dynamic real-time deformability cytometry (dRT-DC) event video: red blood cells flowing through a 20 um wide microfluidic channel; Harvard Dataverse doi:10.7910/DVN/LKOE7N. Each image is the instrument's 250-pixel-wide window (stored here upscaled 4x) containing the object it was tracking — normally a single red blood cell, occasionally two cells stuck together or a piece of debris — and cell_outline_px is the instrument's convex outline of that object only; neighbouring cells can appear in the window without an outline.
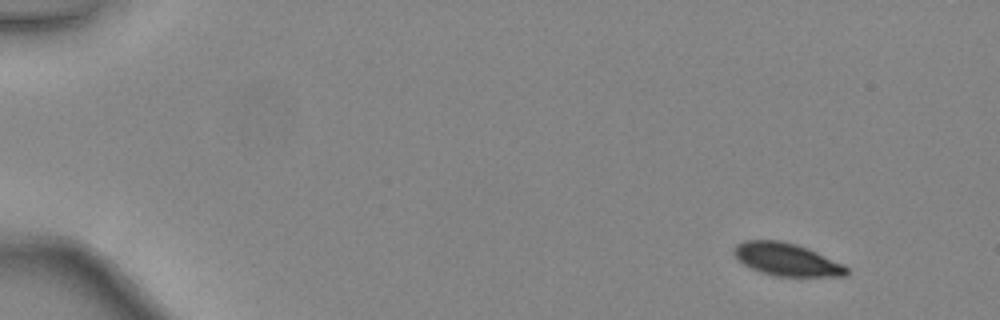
{"species": "common noctule bat (a hibernating species)", "species_latin": "Nyctalus noctula", "temperature_condition": "warm", "stored_images_in_passage": 48, "camera_frame_rate_fps": 3000, "um_per_image_px": 0.085, "animal": {"sex": "female", "body_mass_g": 24.6, "forearm_length_mm": 56.2}, "frame": {"image": 1, "passage_image": 5, "time_ms": 1.333, "image_size_px": [1000, 320], "cell_outline_px": [[848, 276], [776, 276], [760, 272], [744, 264], [732, 252], [732, 248], [736, 244], [744, 240], [780, 240], [796, 244], [808, 248], [844, 264], [848, 268]], "centroid_in_image_um": [66.87, 22.04], "position_along_channel_um": 18.1, "area_um2": 21.5}}
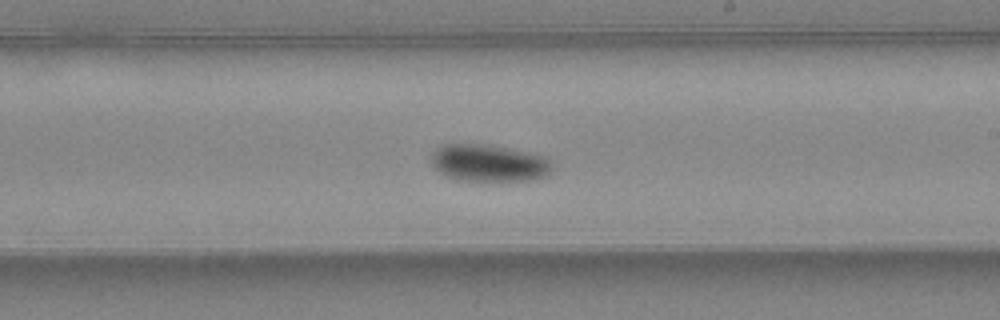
{"frame": {"image": 2, "passage_image": 30, "time_ms": 9.667, "image_size_px": [1000, 320], "cell_outline_px": [[552, 172], [548, 176], [532, 180], [456, 180], [440, 172], [432, 164], [432, 152], [440, 144], [488, 144], [532, 152], [548, 156], [552, 160]], "centroid_in_image_um": [41.63, 13.84], "position_along_channel_um": 247.4, "area_um2": 26.59}}
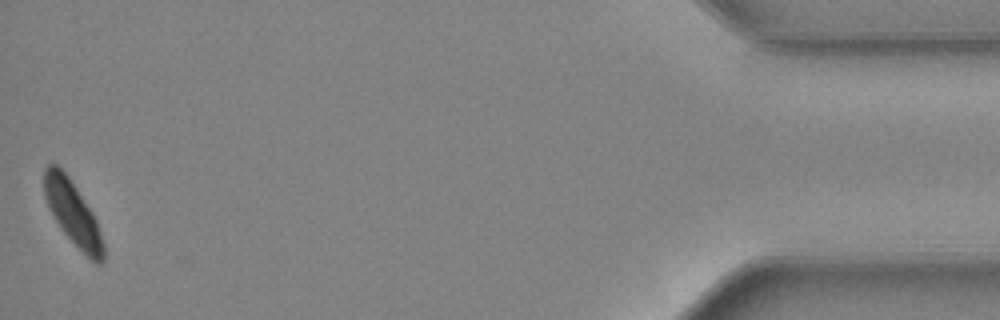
{"frame": {"image": 3, "passage_image": 48, "time_ms": 15.667, "image_size_px": [1000, 320], "cell_outline_px": [[104, 260], [100, 264], [96, 264], [60, 228], [44, 196], [44, 168], [48, 164], [56, 164], [68, 176], [92, 212], [96, 220], [104, 244]], "centroid_in_image_um": [6.19, 18.1], "position_along_channel_um": 429.0, "area_um2": 21.39}, "authors_computed_cell_mechanics": {"area_um2": 24.0737, "velocity_mm_per_s": 4.4098, "shape_relaxation_time_tau1_ms": 2.3773, "shape_relaxation_time_tau2_ms": null, "deformation_change_tau1": 0.1109, "deformation_change_tau2": null}}